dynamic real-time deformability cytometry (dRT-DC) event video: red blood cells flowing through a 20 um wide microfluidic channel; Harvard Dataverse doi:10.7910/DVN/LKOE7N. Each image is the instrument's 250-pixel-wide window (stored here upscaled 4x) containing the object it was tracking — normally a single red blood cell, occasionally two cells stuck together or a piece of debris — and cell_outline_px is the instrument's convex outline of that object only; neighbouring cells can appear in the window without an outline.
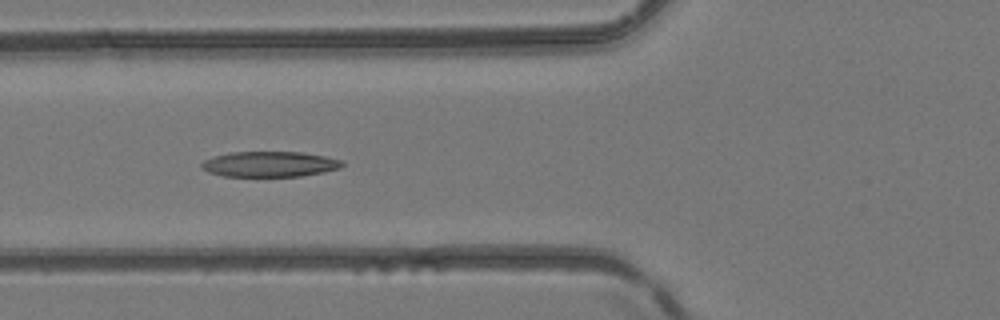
{"species": "common noctule bat (a hibernating species)", "species_latin": "Nyctalus noctula", "temperature_condition": "room temperature", "stored_images_in_passage": 6, "camera_frame_rate_fps": 3000, "um_per_image_px": 0.085, "animal": {"sex": "female", "body_mass_g": 24.6, "forearm_length_mm": 56.2}, "frame": {"image": 1, "passage_image": 6, "time_ms": 1.667, "image_size_px": [1000, 320], "cell_outline_px": [[344, 164], [340, 168], [324, 172], [300, 176], [224, 176], [208, 172], [200, 168], [200, 164], [204, 160], [216, 156], [232, 152], [300, 152], [324, 156], [344, 160]], "centroid_in_image_um": [22.93, 13.95], "position_along_channel_um": 102.9, "area_um2": 20.81}}